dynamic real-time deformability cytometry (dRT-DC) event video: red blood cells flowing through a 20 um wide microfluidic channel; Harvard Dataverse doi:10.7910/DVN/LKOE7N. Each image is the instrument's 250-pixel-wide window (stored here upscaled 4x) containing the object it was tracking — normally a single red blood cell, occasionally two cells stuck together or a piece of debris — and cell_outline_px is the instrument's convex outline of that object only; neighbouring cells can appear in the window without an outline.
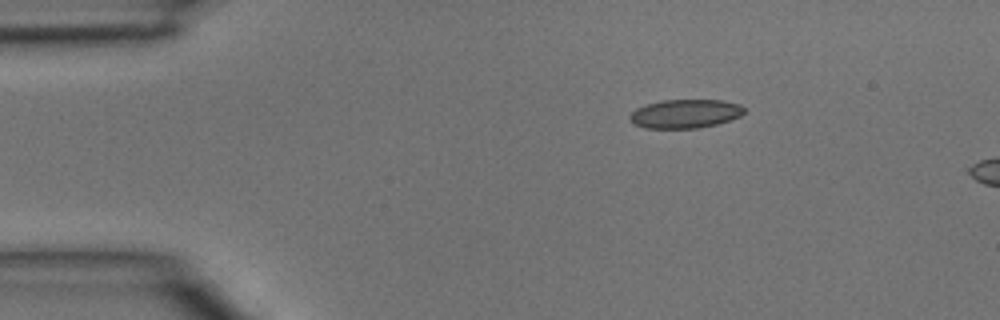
{"species": "common noctule bat (a hibernating species)", "species_latin": "Nyctalus noctula", "temperature_condition": "room temperature", "stored_images_in_passage": 2, "camera_frame_rate_fps": 3000, "um_per_image_px": 0.085, "animal": {"sex": "male", "body_mass_g": 15.6}, "frame": {"image": 1, "passage_image": 1, "time_ms": 0.0, "image_size_px": [1000, 320], "cell_outline_px": [[744, 112], [740, 116], [716, 124], [700, 128], [644, 128], [636, 124], [628, 116], [636, 108], [660, 100], [720, 100], [740, 104], [744, 108]], "centroid_in_image_um": [58.24, 9.66], "position_along_channel_um": 26.8, "area_um2": 19.02}}